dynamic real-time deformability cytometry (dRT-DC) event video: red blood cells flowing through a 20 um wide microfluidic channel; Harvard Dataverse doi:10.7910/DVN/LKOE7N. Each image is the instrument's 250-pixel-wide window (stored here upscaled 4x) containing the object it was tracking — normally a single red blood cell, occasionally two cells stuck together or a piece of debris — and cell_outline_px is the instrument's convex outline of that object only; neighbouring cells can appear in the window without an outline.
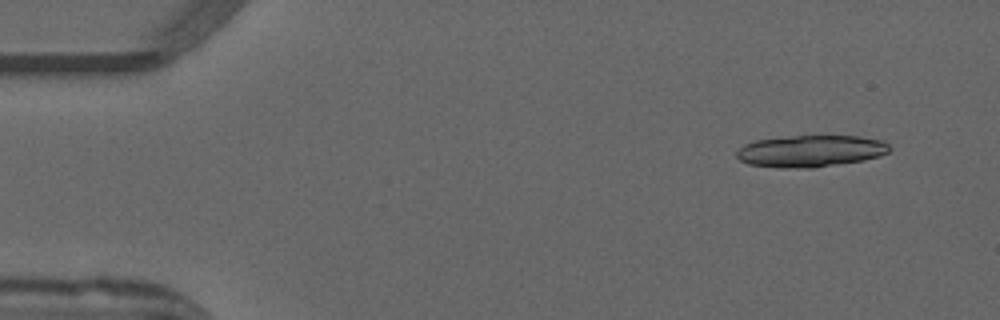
{"species": "common noctule bat (a hibernating species)", "species_latin": "Nyctalus noctula", "temperature_condition": "warm", "stored_images_in_passage": 18, "camera_frame_rate_fps": 3000, "um_per_image_px": 0.085, "animal": {"sex": "male", "forearm_length_mm": 52.5}, "frame": {"image": 1, "passage_image": 4, "time_ms": 1.0, "image_size_px": [1000, 320], "cell_outline_px": [[892, 148], [888, 152], [880, 156], [864, 160], [816, 168], [780, 168], [748, 164], [740, 160], [736, 156], [736, 152], [744, 144], [756, 140], [796, 136], [860, 136], [884, 140]], "centroid_in_image_um": [68.94, 12.85], "position_along_channel_um": 16.1, "area_um2": 28.5}}